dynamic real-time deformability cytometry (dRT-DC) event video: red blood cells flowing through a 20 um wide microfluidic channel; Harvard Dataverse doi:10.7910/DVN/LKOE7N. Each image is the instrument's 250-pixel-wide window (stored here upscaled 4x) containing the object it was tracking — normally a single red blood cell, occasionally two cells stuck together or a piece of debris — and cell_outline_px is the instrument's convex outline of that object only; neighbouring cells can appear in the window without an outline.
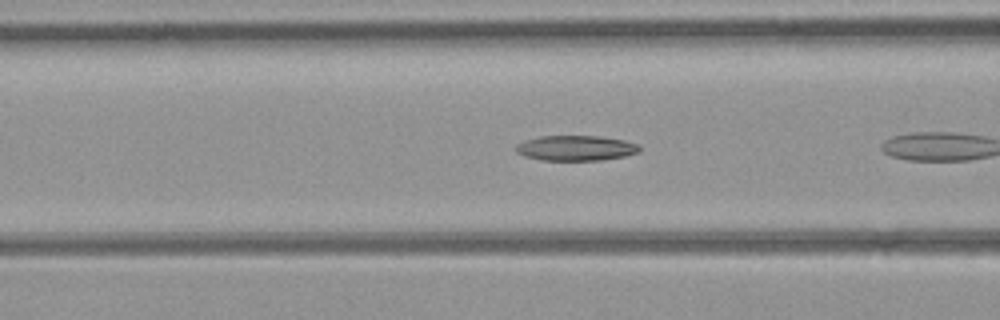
{"species": "common noctule bat (a hibernating species)", "species_latin": "Nyctalus noctula", "temperature_condition": "room temperature", "stored_images_in_passage": 7, "camera_frame_rate_fps": 3000, "um_per_image_px": 0.085, "animal": {"sex": "female", "body_mass_g": 21.9}, "frame": {"image": 1, "passage_image": 5, "time_ms": 1.333, "image_size_px": [1000, 320], "cell_outline_px": [[640, 152], [624, 156], [600, 160], [540, 160], [524, 156], [516, 152], [516, 144], [524, 140], [540, 136], [596, 136], [624, 140], [636, 144], [640, 148]], "centroid_in_image_um": [48.91, 12.59], "position_along_channel_um": 117.7, "area_um2": 18.09}}